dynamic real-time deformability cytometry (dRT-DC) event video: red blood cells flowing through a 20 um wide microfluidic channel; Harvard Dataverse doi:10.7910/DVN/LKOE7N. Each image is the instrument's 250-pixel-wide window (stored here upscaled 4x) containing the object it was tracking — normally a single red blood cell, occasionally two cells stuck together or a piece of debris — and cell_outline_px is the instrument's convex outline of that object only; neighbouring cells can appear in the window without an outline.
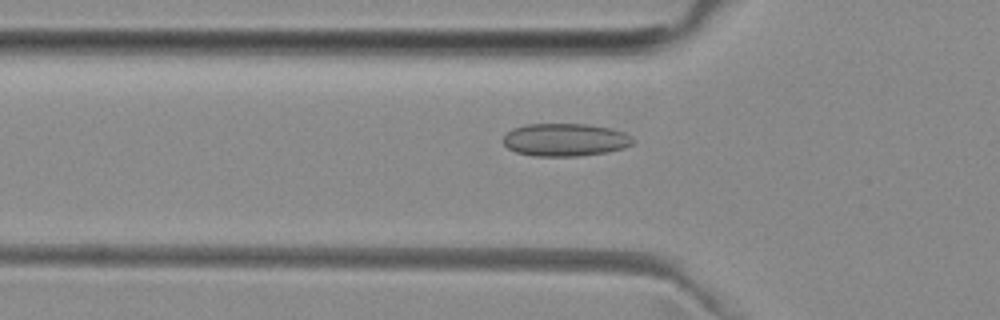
{"species": "common noctule bat (a hibernating species)", "species_latin": "Nyctalus noctula", "temperature_condition": "room temperature", "stored_images_in_passage": 42, "camera_frame_rate_fps": 3000, "um_per_image_px": 0.085, "animal": {"sex": "female", "body_mass_g": 29.2, "forearm_length_mm": 56.3}, "frame": {"image": 1, "passage_image": 8, "time_ms": 2.333, "image_size_px": [1000, 320], "cell_outline_px": [[636, 140], [632, 144], [624, 148], [608, 152], [580, 156], [532, 156], [516, 152], [508, 148], [504, 144], [504, 136], [512, 128], [528, 124], [588, 124], [612, 128], [624, 132], [632, 136]], "centroid_in_image_um": [48.08, 11.88], "position_along_channel_um": 77.7, "area_um2": 25.03}}
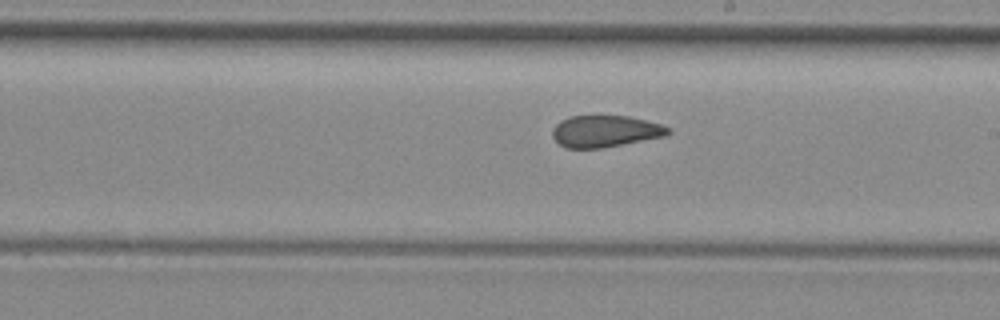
{"frame": {"image": 2, "passage_image": 20, "time_ms": 6.333, "image_size_px": [1000, 320], "cell_outline_px": [[672, 132], [664, 136], [604, 148], [564, 148], [552, 136], [552, 128], [560, 120], [568, 116], [628, 116], [660, 124], [668, 128]], "centroid_in_image_um": [51.4, 11.16], "position_along_channel_um": 237.6, "area_um2": 21.33}}
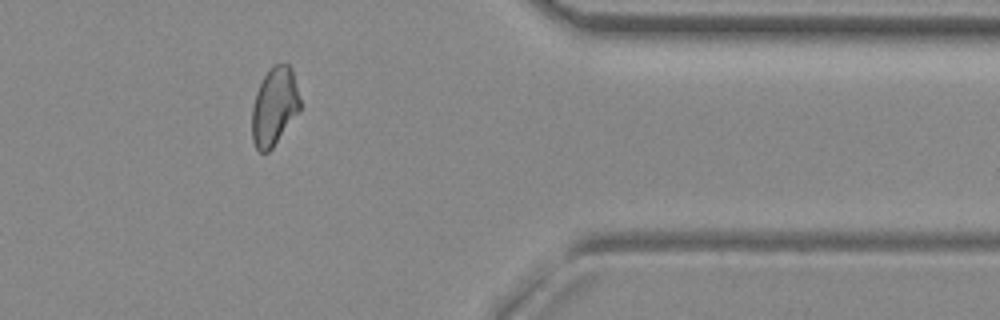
{"frame": {"image": 3, "passage_image": 33, "time_ms": 10.667, "image_size_px": [1000, 320], "cell_outline_px": [[300, 112], [272, 148], [268, 152], [260, 152], [256, 148], [252, 140], [252, 108], [256, 92], [264, 76], [272, 64], [288, 64], [292, 68], [300, 100]], "centroid_in_image_um": [23.33, 9.06], "position_along_channel_um": 388.1, "area_um2": 21.96}, "authors_computed_cell_mechanics": {"area_um2": 22.5131, "velocity_mm_per_s": 3.9849, "shape_relaxation_time_tau1_ms": null, "shape_relaxation_time_tau2_ms": 1.5666, "deformation_change_tau1": null, "deformation_change_tau2": 0.0684}}